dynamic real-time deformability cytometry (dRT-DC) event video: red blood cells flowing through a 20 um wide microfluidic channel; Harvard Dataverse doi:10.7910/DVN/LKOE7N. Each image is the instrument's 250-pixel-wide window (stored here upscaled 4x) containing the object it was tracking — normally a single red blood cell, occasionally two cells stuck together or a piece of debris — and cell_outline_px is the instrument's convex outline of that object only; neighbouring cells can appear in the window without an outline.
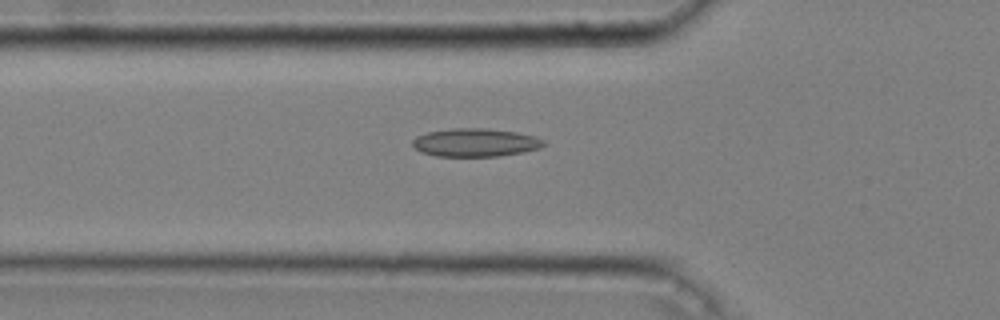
{"species": "common noctule bat (a hibernating species)", "species_latin": "Nyctalus noctula", "temperature_condition": "cold", "stored_images_in_passage": 48, "camera_frame_rate_fps": 3000, "um_per_image_px": 0.085, "animal": {"sex": "male", "body_mass_g": 20.4}, "frame": {"image": 1, "passage_image": 17, "time_ms": 5.333, "image_size_px": [1000, 320], "cell_outline_px": [[548, 144], [540, 148], [524, 152], [500, 156], [436, 156], [420, 152], [412, 144], [412, 140], [416, 136], [428, 132], [452, 128], [484, 128], [516, 132], [532, 136], [544, 140]], "centroid_in_image_um": [40.41, 12.12], "position_along_channel_um": 85.4, "area_um2": 21.62}}
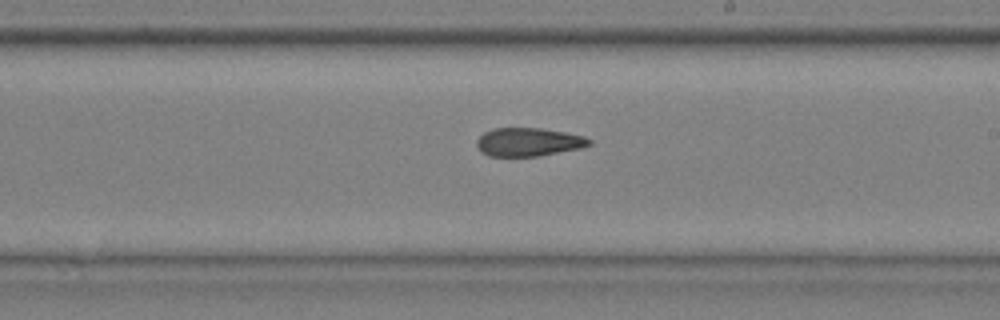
{"frame": {"image": 2, "passage_image": 30, "time_ms": 9.667, "image_size_px": [1000, 320], "cell_outline_px": [[592, 144], [580, 148], [540, 156], [488, 156], [480, 152], [476, 144], [476, 140], [484, 132], [492, 128], [540, 128], [564, 132], [584, 136], [592, 140]], "centroid_in_image_um": [44.9, 12.07], "position_along_channel_um": 244.1, "area_um2": 18.73}}
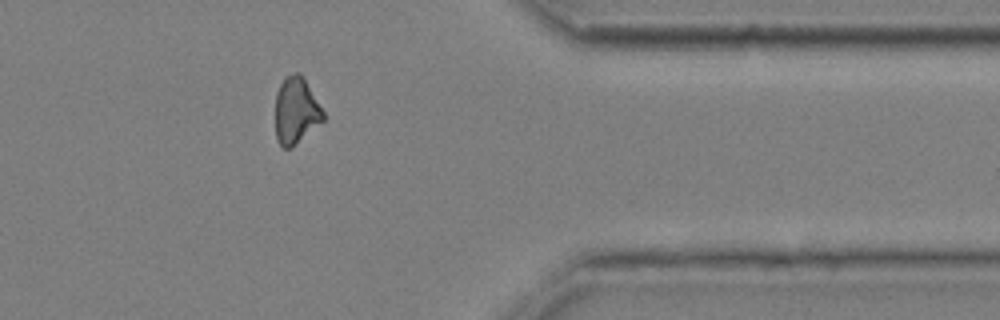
{"frame": {"image": 3, "passage_image": 43, "time_ms": 14.0, "image_size_px": [1000, 320], "cell_outline_px": [[324, 120], [292, 148], [284, 148], [276, 140], [276, 92], [280, 84], [292, 72], [300, 72], [304, 76], [324, 112]], "centroid_in_image_um": [25.17, 9.4], "position_along_channel_um": 386.2, "area_um2": 18.67}, "authors_computed_cell_mechanics": {"area_um2": 19.6809, "velocity_mm_per_s": 3.6552, "shape_relaxation_time_tau1_ms": null, "shape_relaxation_time_tau2_ms": 3.3959, "deformation_change_tau1": null, "deformation_change_tau2": 0.1008}}